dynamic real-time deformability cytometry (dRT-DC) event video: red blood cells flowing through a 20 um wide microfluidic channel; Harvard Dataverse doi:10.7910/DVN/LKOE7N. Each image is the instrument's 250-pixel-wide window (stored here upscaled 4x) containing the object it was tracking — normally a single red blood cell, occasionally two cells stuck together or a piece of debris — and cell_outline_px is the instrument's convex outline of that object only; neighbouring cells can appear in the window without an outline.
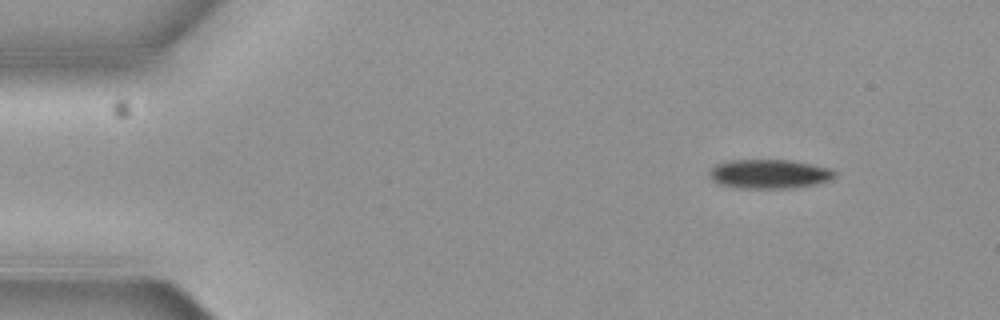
{"species": "common noctule bat (a hibernating species)", "species_latin": "Nyctalus noctula", "temperature_condition": "cold", "stored_images_in_passage": 4, "camera_frame_rate_fps": 3000, "um_per_image_px": 0.085, "animal": {"sex": "female", "body_mass_g": 19.3, "forearm_length_mm": 54.1}, "frame": {"image": 1, "passage_image": 1, "time_ms": 0.0, "image_size_px": [1000, 320], "cell_outline_px": [[840, 172], [836, 176], [828, 180], [816, 184], [784, 188], [744, 188], [720, 184], [712, 180], [708, 176], [708, 168], [716, 164], [728, 160], [788, 160], [832, 168]], "centroid_in_image_um": [65.37, 14.77], "position_along_channel_um": 19.6, "area_um2": 21.39}}